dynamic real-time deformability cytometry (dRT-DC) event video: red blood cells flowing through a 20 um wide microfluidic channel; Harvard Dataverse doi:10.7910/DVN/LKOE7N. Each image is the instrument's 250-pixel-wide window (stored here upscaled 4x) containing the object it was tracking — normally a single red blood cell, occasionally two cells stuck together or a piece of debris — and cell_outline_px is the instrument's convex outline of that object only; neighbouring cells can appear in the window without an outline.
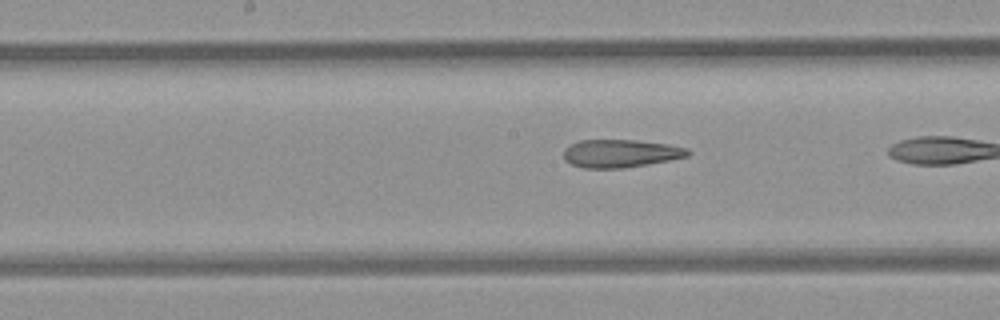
{"species": "common noctule bat (a hibernating species)", "species_latin": "Nyctalus noctula", "temperature_condition": "room temperature", "stored_images_in_passage": 9, "camera_frame_rate_fps": 3000, "um_per_image_px": 0.085, "animal": {"sex": "female", "body_mass_g": 21.9}, "frame": {"image": 1, "passage_image": 7, "time_ms": 2.0, "image_size_px": [1000, 320], "cell_outline_px": [[692, 152], [688, 156], [648, 164], [624, 168], [584, 168], [572, 164], [564, 160], [564, 148], [580, 140], [636, 140], [668, 144], [688, 148]], "centroid_in_image_um": [52.76, 13.04], "position_along_channel_um": 195.4, "area_um2": 20.23}}